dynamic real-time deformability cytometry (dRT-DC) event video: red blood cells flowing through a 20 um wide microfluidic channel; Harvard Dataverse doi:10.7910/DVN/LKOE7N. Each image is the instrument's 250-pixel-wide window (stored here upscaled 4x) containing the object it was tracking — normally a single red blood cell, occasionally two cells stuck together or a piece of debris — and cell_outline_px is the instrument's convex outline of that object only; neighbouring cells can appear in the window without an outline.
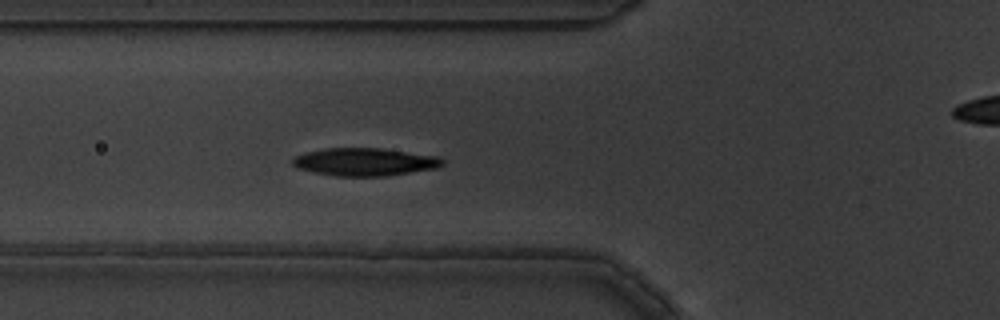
{"species": "common noctule bat (a hibernating species)", "species_latin": "Nyctalus noctula", "temperature_condition": "warm", "stored_images_in_passage": 6, "camera_frame_rate_fps": 3000, "um_per_image_px": 0.085, "animal": {"sex": "male", "body_mass_g": 19.5, "forearm_length_mm": 54.6}, "frame": {"image": 1, "passage_image": 5, "time_ms": 1.333, "image_size_px": [1000, 320], "cell_outline_px": [[444, 164], [440, 168], [384, 176], [336, 176], [296, 168], [292, 164], [292, 160], [296, 156], [304, 152], [324, 148], [380, 148], [440, 156], [444, 160]], "centroid_in_image_um": [31.04, 13.75], "position_along_channel_um": 94.8, "area_um2": 24.45}}